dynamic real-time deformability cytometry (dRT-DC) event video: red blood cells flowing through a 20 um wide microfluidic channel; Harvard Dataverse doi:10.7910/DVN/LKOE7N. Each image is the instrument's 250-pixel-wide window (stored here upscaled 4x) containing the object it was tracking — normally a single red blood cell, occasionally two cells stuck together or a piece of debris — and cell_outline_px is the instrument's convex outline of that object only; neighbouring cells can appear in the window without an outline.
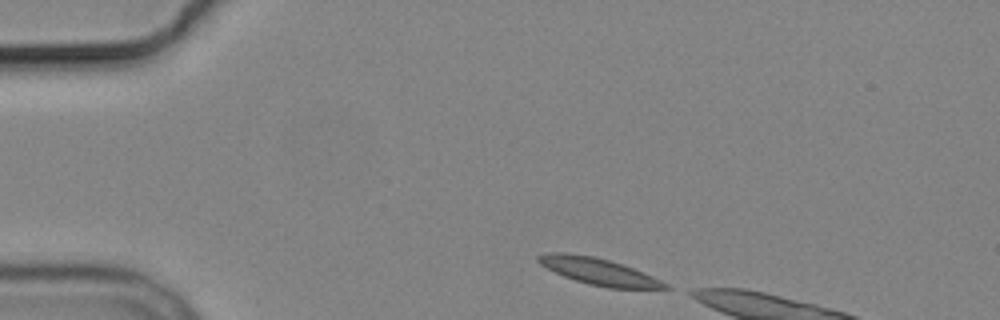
{"species": "common noctule bat (a hibernating species)", "species_latin": "Nyctalus noctula", "temperature_condition": "cold", "stored_images_in_passage": 9, "camera_frame_rate_fps": 3000, "um_per_image_px": 0.085, "animal": {"sex": "male", "body_mass_g": 19.2, "forearm_length_mm": 51.8}, "frame": {"image": 1, "passage_image": 1, "time_ms": 0.0, "image_size_px": [1000, 320], "cell_outline_px": [[672, 288], [608, 288], [588, 284], [564, 276], [540, 264], [536, 260], [536, 256], [548, 252], [564, 252], [596, 256], [632, 268], [652, 276], [668, 284]], "centroid_in_image_um": [50.84, 23.06], "position_along_channel_um": 34.2, "area_um2": 19.48}}